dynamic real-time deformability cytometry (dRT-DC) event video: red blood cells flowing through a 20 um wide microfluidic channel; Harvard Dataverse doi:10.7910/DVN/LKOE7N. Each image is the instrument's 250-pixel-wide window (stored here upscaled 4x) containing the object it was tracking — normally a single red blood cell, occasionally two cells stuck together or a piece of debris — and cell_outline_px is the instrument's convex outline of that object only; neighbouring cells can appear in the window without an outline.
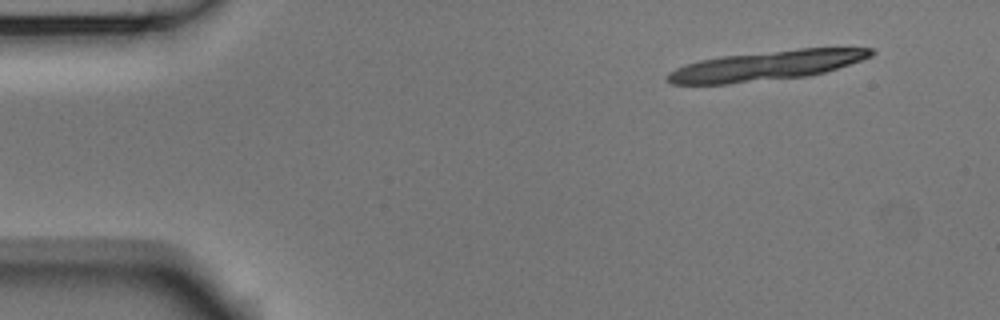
{"species": "Egyptian fruit bat (a non-hibernating species)", "species_latin": "Rousettus aegyptiacus", "temperature_condition": "room temperature", "stored_images_in_passage": 7, "camera_frame_rate_fps": 3000, "um_per_image_px": 0.085, "animal": {"sex": "male"}, "frame": {"image": 1, "passage_image": 1, "time_ms": 0.0, "image_size_px": [1000, 320], "cell_outline_px": [[876, 52], [872, 56], [824, 72], [808, 76], [728, 84], [672, 84], [668, 80], [668, 72], [676, 68], [700, 60], [720, 56], [800, 48], [872, 48]], "centroid_in_image_um": [65.14, 5.57], "position_along_channel_um": 19.9, "area_um2": 34.91}}